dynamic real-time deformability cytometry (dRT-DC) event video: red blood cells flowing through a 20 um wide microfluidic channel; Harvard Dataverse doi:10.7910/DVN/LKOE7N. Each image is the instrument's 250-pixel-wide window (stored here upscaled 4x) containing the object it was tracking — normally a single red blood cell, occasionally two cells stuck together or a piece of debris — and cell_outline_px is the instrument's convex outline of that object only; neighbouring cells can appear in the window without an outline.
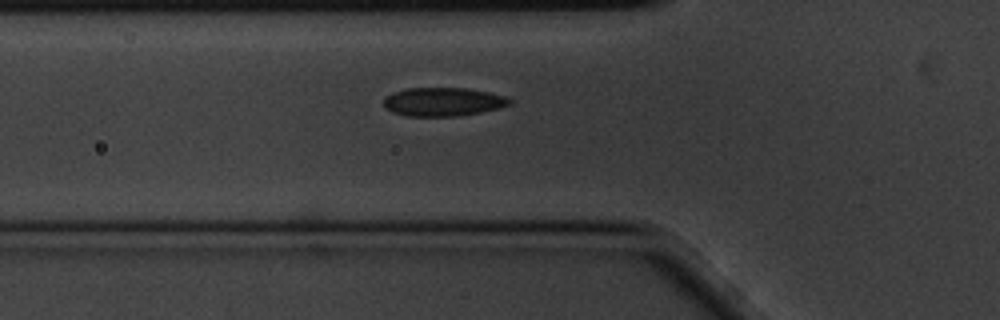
{"species": "common noctule bat (a hibernating species)", "species_latin": "Nyctalus noctula", "temperature_condition": "cold", "stored_images_in_passage": 4, "camera_frame_rate_fps": 3000, "um_per_image_px": 0.085, "animal": {"sex": "male", "body_mass_g": 20.1, "forearm_length_mm": 53.5}, "frame": {"image": 1, "passage_image": 4, "time_ms": 1.0, "image_size_px": [1000, 320], "cell_outline_px": [[512, 104], [500, 108], [460, 116], [408, 116], [392, 112], [384, 108], [384, 96], [404, 88], [468, 88], [488, 92], [504, 96], [512, 100]], "centroid_in_image_um": [37.65, 8.65], "position_along_channel_um": 88.2, "area_um2": 21.15}}